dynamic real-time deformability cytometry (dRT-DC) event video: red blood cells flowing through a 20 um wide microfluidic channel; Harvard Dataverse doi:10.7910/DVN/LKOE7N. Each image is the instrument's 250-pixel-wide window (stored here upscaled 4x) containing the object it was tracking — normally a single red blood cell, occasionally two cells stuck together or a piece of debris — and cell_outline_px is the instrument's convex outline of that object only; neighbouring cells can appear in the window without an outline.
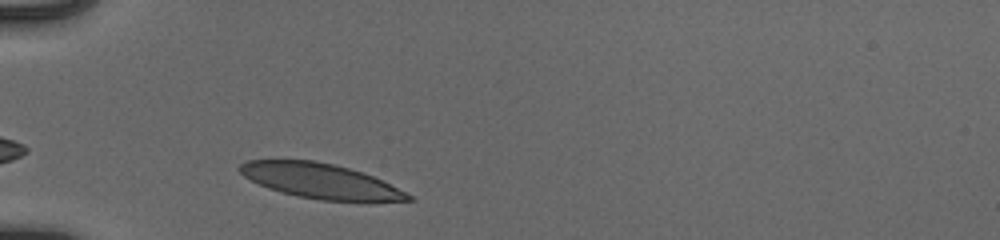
{"species": "human", "species_latin": "Homo sapiens", "temperature_condition": "cold", "stored_images_in_passage": 30, "camera_frame_rate_fps": 3000, "um_per_image_px": 0.085, "donor": {"sex": "male"}, "frame": {"image": 1, "passage_image": 1, "time_ms": 0.0, "image_size_px": [1000, 240], "cell_outline_px": [[416, 200], [368, 204], [320, 200], [296, 196], [280, 192], [268, 188], [244, 176], [236, 168], [240, 164], [248, 160], [312, 160], [332, 164], [348, 168], [372, 176], [412, 196]], "centroid_in_image_um": [27.29, 15.44], "position_along_channel_um": 57.7, "area_um2": 34.8}}
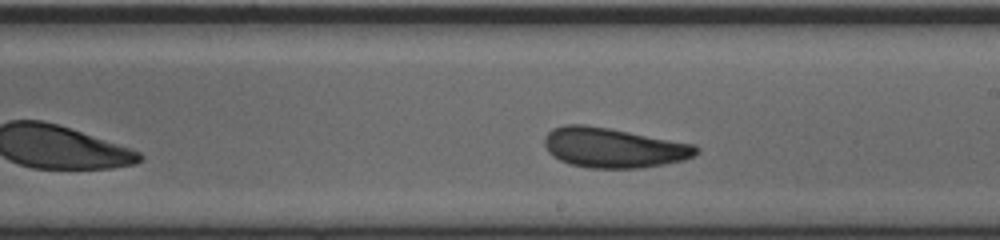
{"frame": {"image": 2, "passage_image": 16, "time_ms": 5.0, "image_size_px": [1000, 240], "cell_outline_px": [[700, 152], [696, 156], [684, 160], [664, 164], [640, 168], [588, 168], [568, 164], [552, 156], [548, 152], [544, 144], [544, 136], [552, 128], [564, 124], [584, 124], [608, 128], [696, 144], [700, 148]], "centroid_in_image_um": [52.15, 12.56], "position_along_channel_um": 236.8, "area_um2": 35.66}}
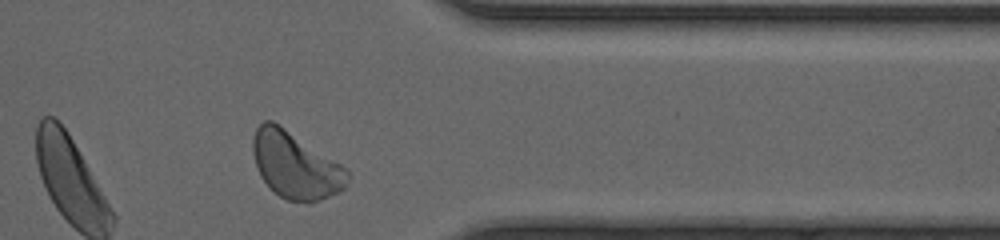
{"frame": {"image": 3, "passage_image": 28, "time_ms": 9.0, "image_size_px": [1000, 240], "cell_outline_px": [[348, 184], [344, 188], [320, 200], [308, 204], [288, 200], [280, 196], [260, 176], [256, 168], [252, 152], [252, 140], [256, 128], [264, 120], [272, 120], [348, 168]], "centroid_in_image_um": [25.11, 14.05], "position_along_channel_um": 386.3, "area_um2": 36.59}, "authors_computed_cell_mechanics": {"area_um2": 35.1713, "velocity_mm_per_s": 3.8809, "shape_relaxation_time_tau1_ms": 3.2754, "shape_relaxation_time_tau2_ms": 0.738, "deformation_change_tau1": 0.1246, "deformation_change_tau2": 0.0581}}